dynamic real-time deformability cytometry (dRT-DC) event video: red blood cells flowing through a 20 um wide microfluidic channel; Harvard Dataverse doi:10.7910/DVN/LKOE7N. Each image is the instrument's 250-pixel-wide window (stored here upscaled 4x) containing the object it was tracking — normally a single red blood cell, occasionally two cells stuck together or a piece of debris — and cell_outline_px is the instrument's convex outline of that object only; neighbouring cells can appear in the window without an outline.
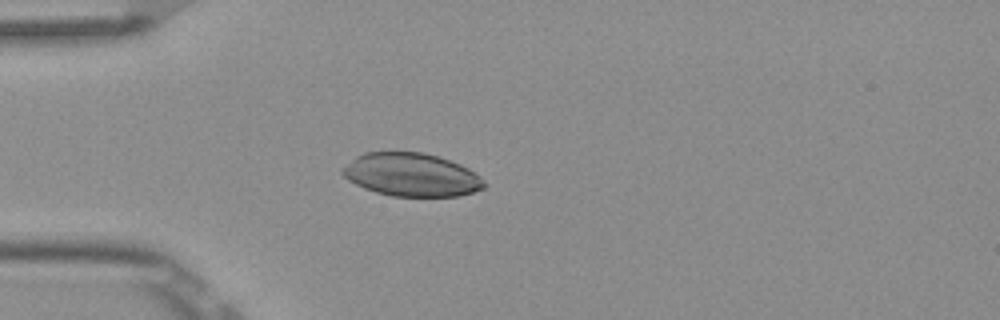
{"species": "Egyptian fruit bat (a non-hibernating species)", "species_latin": "Rousettus aegyptiacus", "temperature_condition": "room temperature", "stored_images_in_passage": 6, "camera_frame_rate_fps": 3000, "um_per_image_px": 0.085, "frame": {"image": 1, "passage_image": 5, "time_ms": 1.333, "image_size_px": [1000, 320], "cell_outline_px": [[488, 184], [484, 188], [460, 196], [392, 196], [376, 192], [364, 188], [348, 180], [340, 172], [340, 168], [356, 156], [364, 152], [424, 152], [460, 164], [468, 168], [480, 176]], "centroid_in_image_um": [34.96, 14.85], "position_along_channel_um": 50.0, "area_um2": 35.78}}